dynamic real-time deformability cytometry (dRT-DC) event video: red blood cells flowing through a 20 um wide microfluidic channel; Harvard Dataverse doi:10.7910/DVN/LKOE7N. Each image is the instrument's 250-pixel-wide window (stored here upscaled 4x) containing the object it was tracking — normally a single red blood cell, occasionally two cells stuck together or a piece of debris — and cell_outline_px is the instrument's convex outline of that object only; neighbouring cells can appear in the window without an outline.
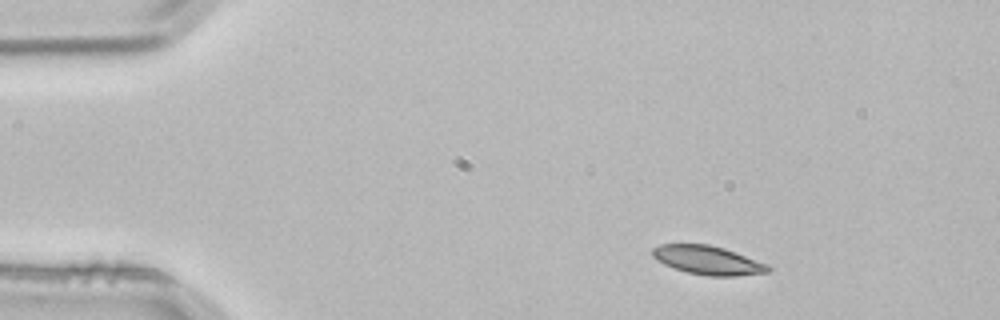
{"species": "common noctule bat (a hibernating species)", "species_latin": "Nyctalus noctula", "temperature_condition": "room temperature", "stored_images_in_passage": 3, "camera_frame_rate_fps": 3000, "um_per_image_px": 0.085, "animal": {"sex": "male", "body_mass_g": 21.5, "forearm_length_mm": 52.0}, "frame": {"image": 1, "passage_image": 1, "time_ms": 0.0, "image_size_px": [1000, 320], "cell_outline_px": [[772, 272], [736, 276], [708, 276], [688, 272], [664, 264], [656, 260], [652, 256], [652, 248], [660, 244], [708, 244], [724, 248], [768, 264], [772, 268]], "centroid_in_image_um": [60.19, 22.12], "position_along_channel_um": 24.8, "area_um2": 19.42}}
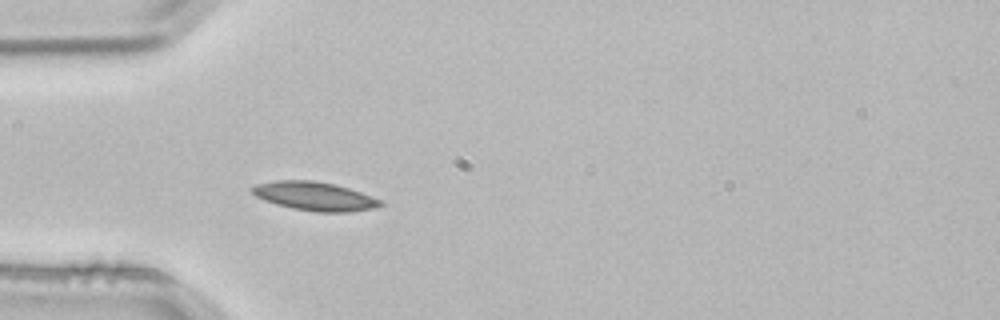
{"frame": {"image": 2, "passage_image": 3, "time_ms": 0.667, "image_size_px": [1000, 320], "cell_outline_px": [[384, 204], [372, 208], [348, 212], [316, 212], [292, 208], [276, 204], [264, 200], [256, 196], [248, 188], [256, 184], [276, 180], [316, 180], [336, 184], [384, 200]], "centroid_in_image_um": [26.73, 16.67], "position_along_channel_um": 58.3, "area_um2": 21.62}}